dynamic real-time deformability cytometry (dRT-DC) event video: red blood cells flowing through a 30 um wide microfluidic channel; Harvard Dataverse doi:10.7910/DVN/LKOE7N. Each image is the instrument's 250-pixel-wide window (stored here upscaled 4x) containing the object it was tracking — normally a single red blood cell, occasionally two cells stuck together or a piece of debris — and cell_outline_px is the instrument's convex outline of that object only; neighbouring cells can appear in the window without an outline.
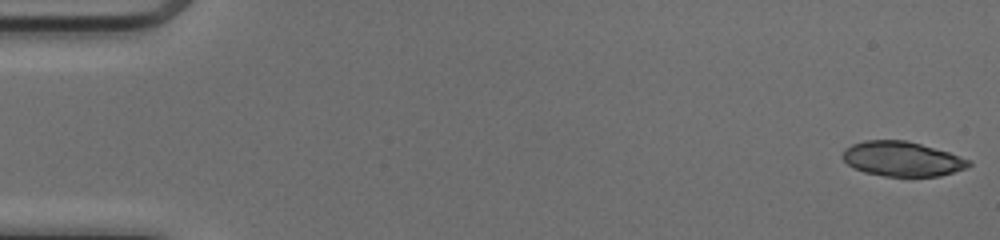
{"species": "common noctule bat (a hibernating species)", "species_latin": "Nyctalus noctula", "temperature_condition": "cold", "stored_images_in_passage": 50, "camera_frame_rate_fps": 3000, "um_per_image_px": 0.085, "animal": {"sex": "female", "body_mass_g": 17.0, "forearm_length_mm": 48.0}, "frame": {"image": 1, "passage_image": 1, "time_ms": 0.0, "image_size_px": [1000, 240], "cell_outline_px": [[972, 164], [968, 168], [940, 176], [884, 176], [864, 172], [848, 164], [844, 160], [844, 148], [852, 144], [864, 140], [904, 140], [920, 144], [948, 152], [972, 160]], "centroid_in_image_um": [76.72, 13.51], "position_along_channel_um": 8.3, "area_um2": 25.43}}
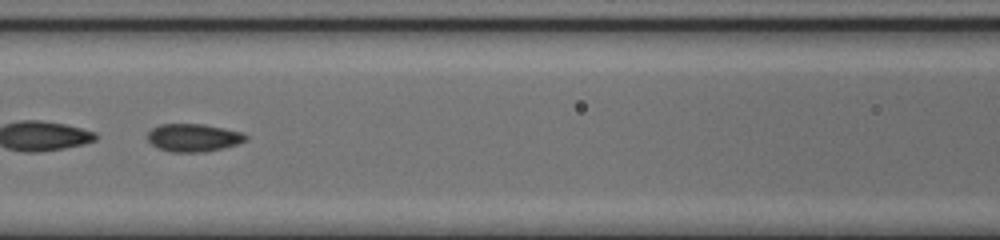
{"frame": {"image": 2, "passage_image": 23, "time_ms": 7.333, "image_size_px": [1000, 240], "cell_outline_px": [[248, 140], [224, 148], [204, 152], [172, 152], [160, 148], [152, 144], [148, 140], [148, 132], [152, 128], [160, 124], [204, 124], [244, 132], [248, 136]], "centroid_in_image_um": [16.49, 11.7], "position_along_channel_um": 150.1, "area_um2": 16.01}}
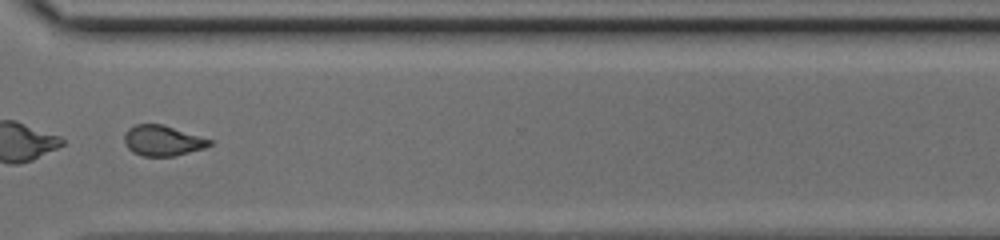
{"frame": {"image": 3, "passage_image": 38, "time_ms": 12.333, "image_size_px": [1000, 240], "cell_outline_px": [[212, 144], [204, 148], [172, 156], [144, 156], [132, 152], [124, 144], [124, 136], [128, 128], [136, 124], [160, 124], [212, 140]], "centroid_in_image_um": [13.77, 11.96], "position_along_channel_um": 356.8, "area_um2": 14.85}, "authors_computed_cell_mechanics": {"area_um2": 25.4898, "velocity_mm_per_s": 4.1392, "shape_relaxation_time_tau1_ms": null, "shape_relaxation_time_tau2_ms": 2.0001, "deformation_change_tau1": null, "deformation_change_tau2": 0.0809}}